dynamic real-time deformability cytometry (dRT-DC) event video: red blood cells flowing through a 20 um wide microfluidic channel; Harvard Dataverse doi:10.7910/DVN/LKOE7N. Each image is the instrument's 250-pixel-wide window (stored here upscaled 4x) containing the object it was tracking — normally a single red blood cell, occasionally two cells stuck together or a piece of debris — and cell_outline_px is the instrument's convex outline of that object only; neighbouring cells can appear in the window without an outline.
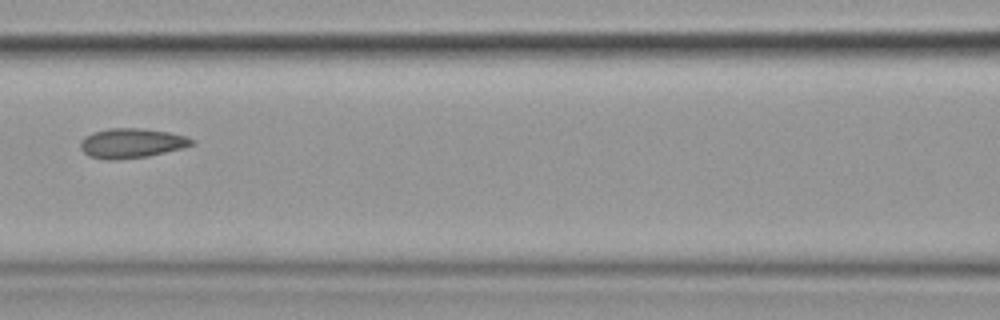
{"species": "common noctule bat (a hibernating species)", "species_latin": "Nyctalus noctula", "temperature_condition": "cold", "stored_images_in_passage": 11, "camera_frame_rate_fps": 3000, "um_per_image_px": 0.085, "animal": {"sex": "female", "body_mass_g": 19.9}, "frame": {"image": 1, "passage_image": 7, "time_ms": 8.0, "image_size_px": [1000, 320], "cell_outline_px": [[196, 144], [184, 148], [148, 156], [116, 160], [104, 160], [88, 156], [80, 148], [80, 140], [84, 136], [92, 132], [108, 128], [140, 128], [168, 132], [184, 136], [196, 140]], "centroid_in_image_um": [11.17, 12.17], "position_along_channel_um": 155.4, "area_um2": 19.54}}
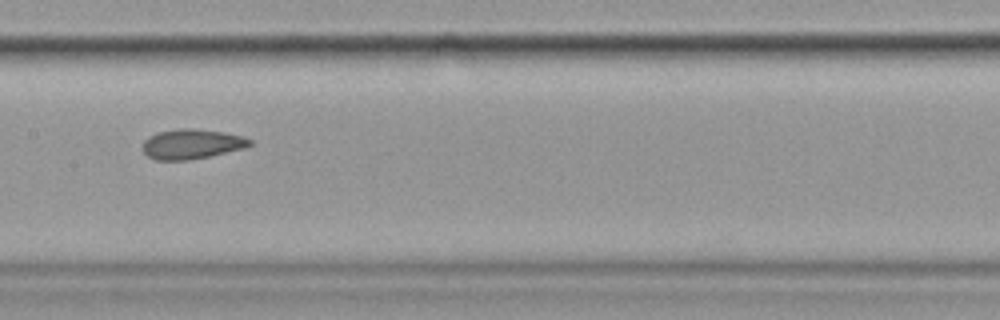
{"frame": {"image": 2, "passage_image": 8, "time_ms": 9.0, "image_size_px": [1000, 320], "cell_outline_px": [[252, 144], [244, 148], [208, 156], [188, 160], [156, 160], [148, 156], [144, 152], [144, 140], [148, 136], [156, 132], [180, 128], [192, 128], [224, 132], [244, 136], [252, 140]], "centroid_in_image_um": [16.3, 12.23], "position_along_channel_um": 191.1, "area_um2": 18.61}}
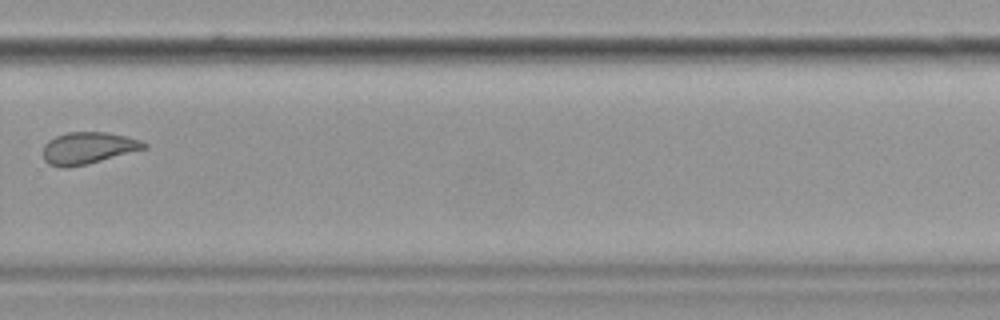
{"frame": {"image": 3, "passage_image": 11, "time_ms": 12.667, "image_size_px": [1000, 320], "cell_outline_px": [[148, 148], [88, 164], [68, 168], [60, 168], [48, 164], [44, 160], [44, 144], [48, 140], [56, 136], [68, 132], [104, 132], [124, 136], [140, 140], [148, 144]], "centroid_in_image_um": [7.47, 12.6], "position_along_channel_um": 322.3, "area_um2": 18.84}}